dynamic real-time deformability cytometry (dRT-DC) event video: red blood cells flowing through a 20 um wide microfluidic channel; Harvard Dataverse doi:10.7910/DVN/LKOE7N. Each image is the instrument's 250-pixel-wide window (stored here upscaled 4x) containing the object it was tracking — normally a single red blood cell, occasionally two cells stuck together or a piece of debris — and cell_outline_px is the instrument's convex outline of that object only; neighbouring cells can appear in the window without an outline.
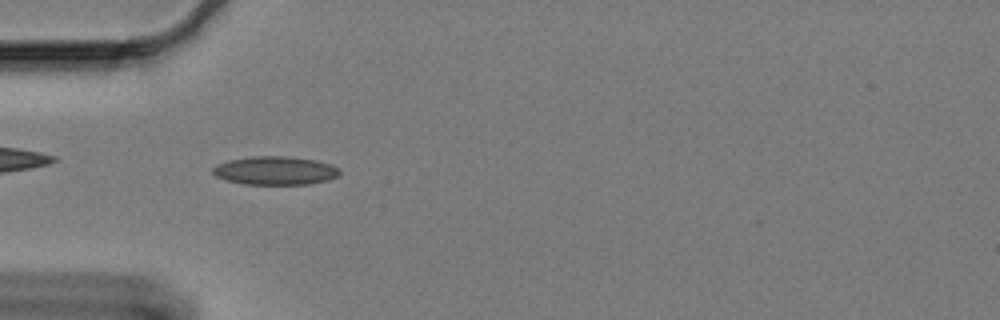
{"species": "Egyptian fruit bat (a non-hibernating species)", "species_latin": "Rousettus aegyptiacus", "temperature_condition": "cold", "stored_images_in_passage": 60, "camera_frame_rate_fps": 3000, "um_per_image_px": 0.085, "animal": {"sex": "female"}, "frame": {"image": 1, "passage_image": 18, "time_ms": 5.667, "image_size_px": [1000, 320], "cell_outline_px": [[340, 172], [336, 176], [328, 180], [308, 184], [244, 184], [228, 180], [216, 176], [212, 172], [212, 168], [216, 164], [228, 160], [252, 156], [288, 156], [316, 160], [332, 164], [340, 168]], "centroid_in_image_um": [23.4, 14.49], "position_along_channel_um": 61.6, "area_um2": 21.1}}
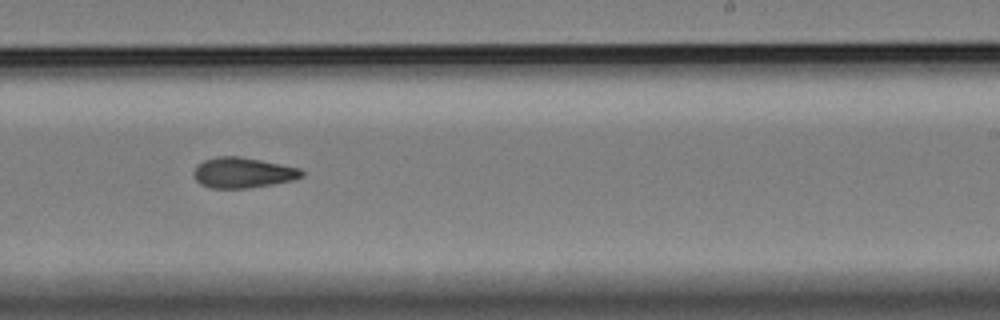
{"frame": {"image": 2, "passage_image": 37, "time_ms": 12.0, "image_size_px": [1000, 320], "cell_outline_px": [[304, 176], [296, 180], [248, 188], [208, 188], [200, 184], [196, 180], [192, 172], [196, 164], [204, 160], [216, 156], [240, 156], [300, 168], [304, 172]], "centroid_in_image_um": [20.62, 14.68], "position_along_channel_um": 268.4, "area_um2": 19.42}}
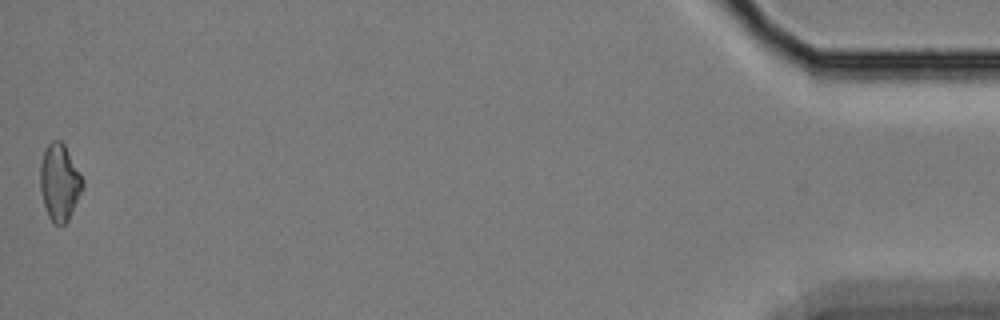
{"frame": {"image": 3, "passage_image": 60, "time_ms": 19.667, "image_size_px": [1000, 320], "cell_outline_px": [[84, 184], [68, 220], [64, 224], [56, 224], [48, 216], [44, 204], [40, 188], [40, 164], [44, 148], [52, 140], [60, 140], [64, 144], [84, 180]], "centroid_in_image_um": [5.04, 15.46], "position_along_channel_um": 430.2, "area_um2": 18.73}, "authors_computed_cell_mechanics": {"area_um2": 19.1029, "velocity_mm_per_s": 3.2937, "shape_relaxation_time_tau1_ms": null, "shape_relaxation_time_tau2_ms": 5.3056, "deformation_change_tau1": null, "deformation_change_tau2": 0.105}}